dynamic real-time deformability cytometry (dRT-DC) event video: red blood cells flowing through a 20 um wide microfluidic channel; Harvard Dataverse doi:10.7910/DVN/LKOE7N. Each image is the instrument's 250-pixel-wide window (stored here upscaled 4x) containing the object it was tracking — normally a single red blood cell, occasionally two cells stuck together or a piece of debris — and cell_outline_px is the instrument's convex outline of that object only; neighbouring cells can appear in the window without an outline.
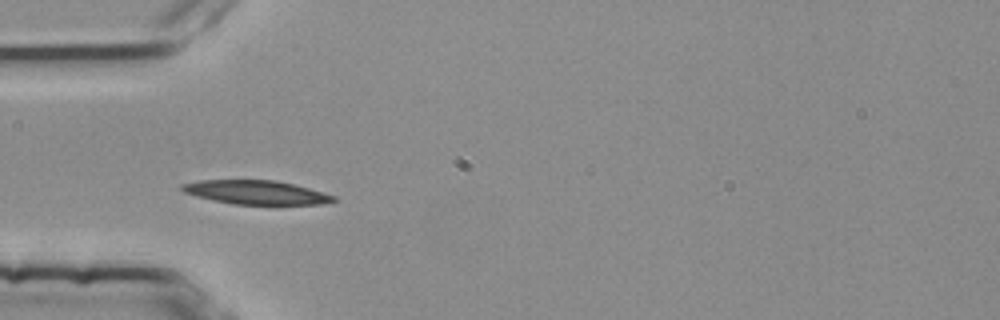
{"species": "common noctule bat (a hibernating species)", "species_latin": "Nyctalus noctula", "temperature_condition": "room temperature", "stored_images_in_passage": 13, "camera_frame_rate_fps": 3000, "um_per_image_px": 0.085, "animal": {"sex": "female", "body_mass_g": 25.1}, "frame": {"image": 1, "passage_image": 3, "time_ms": 0.667, "image_size_px": [1000, 320], "cell_outline_px": [[336, 200], [320, 204], [236, 204], [212, 200], [196, 196], [184, 192], [180, 188], [180, 184], [200, 180], [276, 180], [308, 188], [336, 196]], "centroid_in_image_um": [21.72, 16.34], "position_along_channel_um": 63.3, "area_um2": 20.87}}